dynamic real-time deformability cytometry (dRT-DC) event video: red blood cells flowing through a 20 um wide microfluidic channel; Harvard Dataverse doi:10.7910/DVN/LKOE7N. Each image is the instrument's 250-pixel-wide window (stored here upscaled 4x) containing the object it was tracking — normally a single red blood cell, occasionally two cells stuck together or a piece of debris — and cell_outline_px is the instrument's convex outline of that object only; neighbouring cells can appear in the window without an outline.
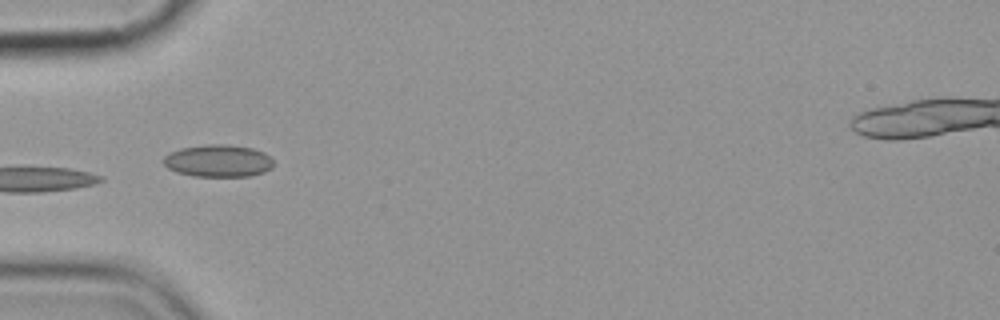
{"species": "common noctule bat (a hibernating species)", "species_latin": "Nyctalus noctula", "temperature_condition": "cold", "stored_images_in_passage": 8, "camera_frame_rate_fps": 3000, "um_per_image_px": 0.085, "animal": {"sex": "female", "body_mass_g": 19.9}, "frame": {"image": 1, "passage_image": 5, "time_ms": 4.667, "image_size_px": [1000, 320], "cell_outline_px": [[272, 168], [264, 172], [248, 176], [192, 176], [176, 172], [168, 168], [164, 164], [164, 156], [180, 148], [208, 144], [224, 144], [252, 148], [264, 152], [272, 160]], "centroid_in_image_um": [18.54, 13.67], "position_along_channel_um": 66.5, "area_um2": 20.58}}
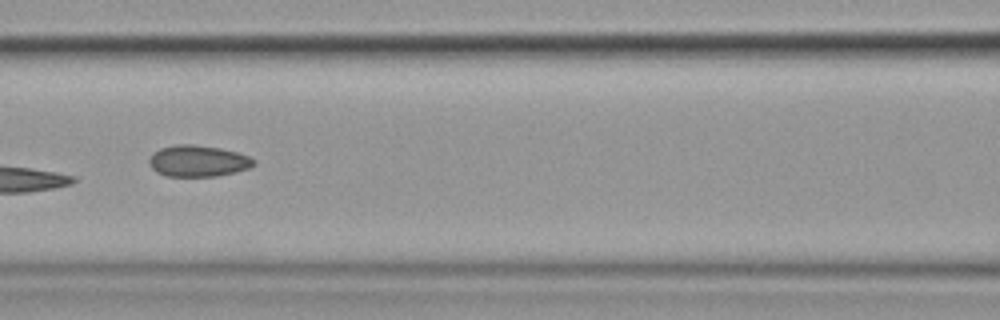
{"frame": {"image": 2, "passage_image": 7, "time_ms": 7.0, "image_size_px": [1000, 320], "cell_outline_px": [[256, 164], [248, 168], [216, 176], [168, 176], [156, 172], [148, 164], [148, 160], [152, 152], [160, 148], [176, 144], [192, 144], [220, 148], [236, 152], [248, 156], [256, 160]], "centroid_in_image_um": [16.79, 13.67], "position_along_channel_um": 149.8, "area_um2": 19.13}}